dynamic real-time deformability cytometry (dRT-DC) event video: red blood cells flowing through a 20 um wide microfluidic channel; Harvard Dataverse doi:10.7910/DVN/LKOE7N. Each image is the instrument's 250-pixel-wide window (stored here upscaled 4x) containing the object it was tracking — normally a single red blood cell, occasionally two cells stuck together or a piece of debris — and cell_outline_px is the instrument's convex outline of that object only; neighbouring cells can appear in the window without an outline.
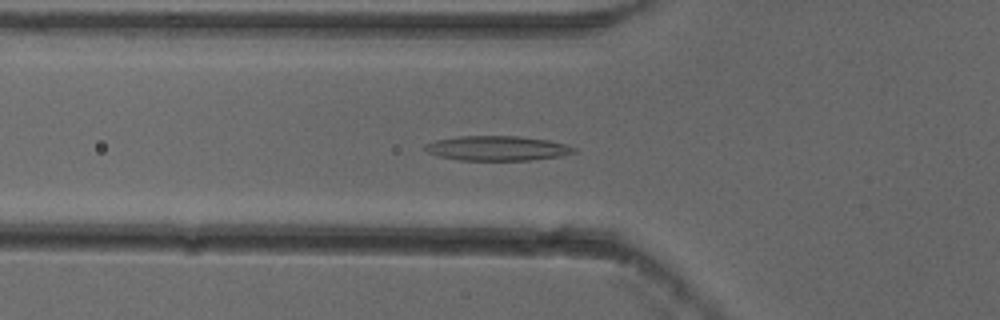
{"species": "common noctule bat (a hibernating species)", "species_latin": "Nyctalus noctula", "temperature_condition": "cold", "stored_images_in_passage": 55, "camera_frame_rate_fps": 3000, "um_per_image_px": 0.085, "animal": {"sex": "female"}, "frame": {"image": 1, "passage_image": 19, "time_ms": 6.0, "image_size_px": [1000, 320], "cell_outline_px": [[576, 152], [560, 156], [532, 160], [460, 160], [440, 156], [428, 152], [424, 148], [424, 144], [436, 140], [460, 136], [516, 136], [548, 140], [564, 144], [576, 148]], "centroid_in_image_um": [42.27, 12.6], "position_along_channel_um": 83.5, "area_um2": 21.27}}
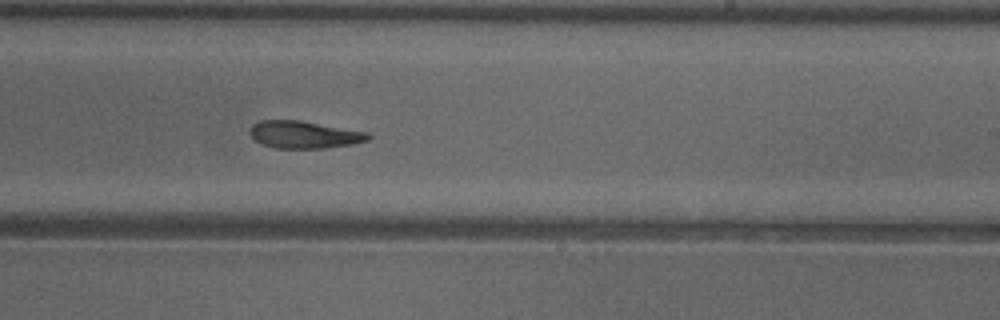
{"frame": {"image": 2, "passage_image": 33, "time_ms": 10.667, "image_size_px": [1000, 320], "cell_outline_px": [[372, 136], [368, 140], [352, 144], [324, 148], [276, 148], [264, 144], [256, 140], [248, 132], [252, 124], [260, 120], [300, 120], [368, 132]], "centroid_in_image_um": [25.86, 11.43], "position_along_channel_um": 263.1, "area_um2": 18.79}}
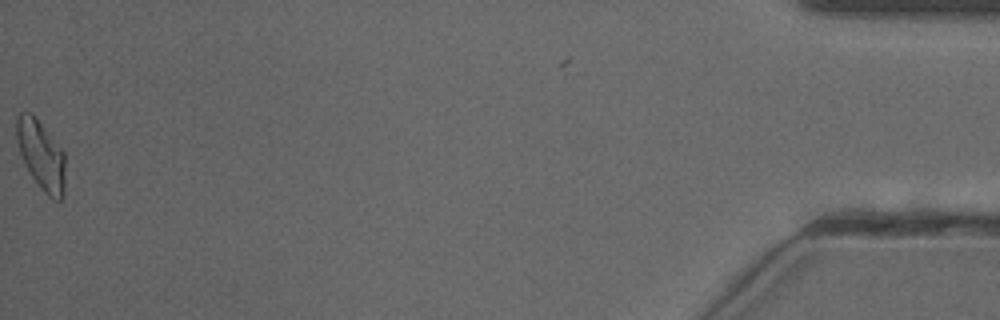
{"frame": {"image": 3, "passage_image": 54, "time_ms": 17.667, "image_size_px": [1000, 320], "cell_outline_px": [[64, 196], [60, 200], [52, 200], [44, 192], [28, 172], [24, 164], [16, 140], [16, 116], [20, 112], [32, 112], [36, 116], [64, 152]], "centroid_in_image_um": [3.48, 13.17], "position_along_channel_um": 431.7, "area_um2": 19.88}, "authors_computed_cell_mechanics": {"area_um2": 19.941, "velocity_mm_per_s": 3.8344, "shape_relaxation_time_tau1_ms": null, "shape_relaxation_time_tau2_ms": 7.1122, "deformation_change_tau1": null, "deformation_change_tau2": 0.1706}}